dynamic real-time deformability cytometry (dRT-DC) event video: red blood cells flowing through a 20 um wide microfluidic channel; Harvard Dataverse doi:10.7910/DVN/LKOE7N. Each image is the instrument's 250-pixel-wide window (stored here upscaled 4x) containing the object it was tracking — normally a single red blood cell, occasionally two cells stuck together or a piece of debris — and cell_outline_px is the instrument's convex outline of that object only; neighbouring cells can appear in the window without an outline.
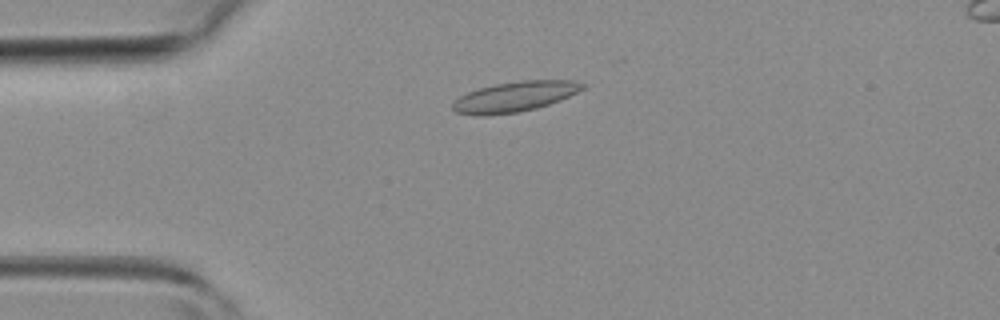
{"species": "common noctule bat (a hibernating species)", "species_latin": "Nyctalus noctula", "temperature_condition": "room temperature", "stored_images_in_passage": 31, "camera_frame_rate_fps": 3000, "um_per_image_px": 0.085, "animal": {"sex": "female", "body_mass_g": 19.3, "forearm_length_mm": 54.1}, "frame": {"image": 1, "passage_image": 3, "time_ms": 0.667, "image_size_px": [1000, 320], "cell_outline_px": [[588, 84], [584, 88], [560, 100], [536, 108], [516, 112], [476, 116], [456, 112], [452, 108], [452, 104], [460, 96], [476, 88], [496, 84], [520, 80], [576, 80]], "centroid_in_image_um": [43.77, 8.2], "position_along_channel_um": 41.2, "area_um2": 22.77}}
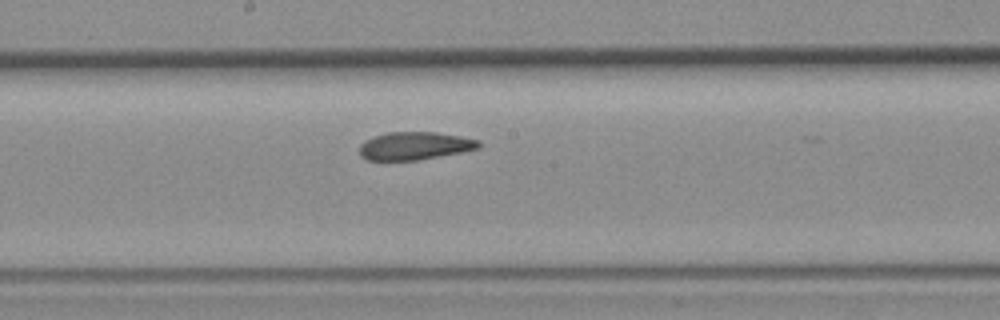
{"frame": {"image": 2, "passage_image": 16, "time_ms": 5.0, "image_size_px": [1000, 320], "cell_outline_px": [[480, 148], [420, 160], [368, 160], [360, 156], [360, 144], [364, 140], [372, 136], [388, 132], [436, 132], [460, 136], [480, 140]], "centroid_in_image_um": [35.23, 12.39], "position_along_channel_um": 213.0, "area_um2": 19.48}}
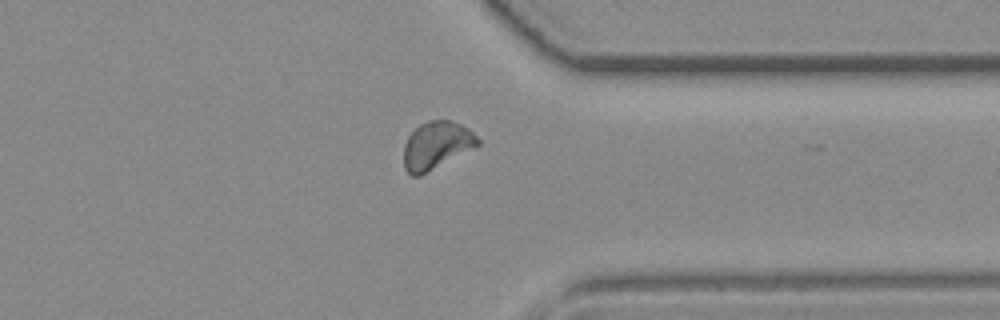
{"frame": {"image": 3, "passage_image": 27, "time_ms": 8.667, "image_size_px": [1000, 320], "cell_outline_px": [[480, 144], [420, 176], [412, 176], [404, 168], [404, 144], [408, 136], [420, 124], [428, 120], [448, 120], [460, 124], [468, 128], [480, 140]], "centroid_in_image_um": [37.07, 12.35], "position_along_channel_um": 374.3, "area_um2": 20.29}}